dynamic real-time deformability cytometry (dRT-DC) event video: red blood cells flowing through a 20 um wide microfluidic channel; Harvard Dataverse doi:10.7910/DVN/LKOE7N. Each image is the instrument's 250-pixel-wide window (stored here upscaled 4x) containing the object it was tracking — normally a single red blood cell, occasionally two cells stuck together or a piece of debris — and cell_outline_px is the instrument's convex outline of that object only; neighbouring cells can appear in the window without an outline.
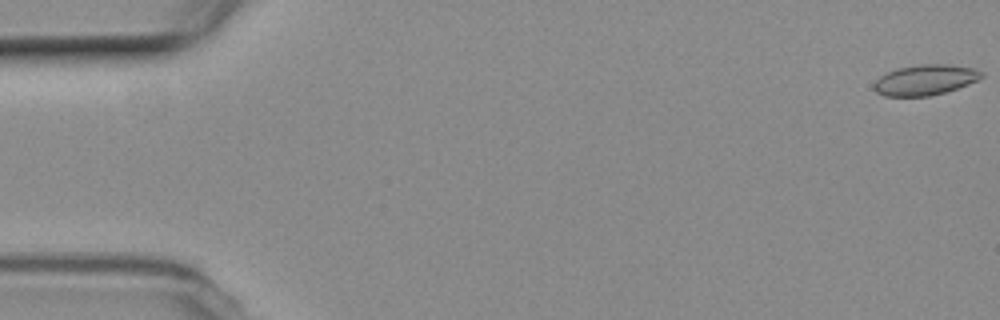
{"species": "common noctule bat (a hibernating species)", "species_latin": "Nyctalus noctula", "temperature_condition": "room temperature", "stored_images_in_passage": 9, "camera_frame_rate_fps": 3000, "um_per_image_px": 0.085, "animal": {"sex": "female", "body_mass_g": 19.3, "forearm_length_mm": 54.1}, "frame": {"image": 1, "passage_image": 1, "time_ms": 0.0, "image_size_px": [1000, 320], "cell_outline_px": [[984, 76], [968, 84], [944, 92], [928, 96], [884, 96], [876, 92], [872, 88], [872, 84], [880, 76], [896, 68], [920, 64], [952, 64], [972, 68], [984, 72]], "centroid_in_image_um": [78.61, 6.78], "position_along_channel_um": 6.4, "area_um2": 19.13}}